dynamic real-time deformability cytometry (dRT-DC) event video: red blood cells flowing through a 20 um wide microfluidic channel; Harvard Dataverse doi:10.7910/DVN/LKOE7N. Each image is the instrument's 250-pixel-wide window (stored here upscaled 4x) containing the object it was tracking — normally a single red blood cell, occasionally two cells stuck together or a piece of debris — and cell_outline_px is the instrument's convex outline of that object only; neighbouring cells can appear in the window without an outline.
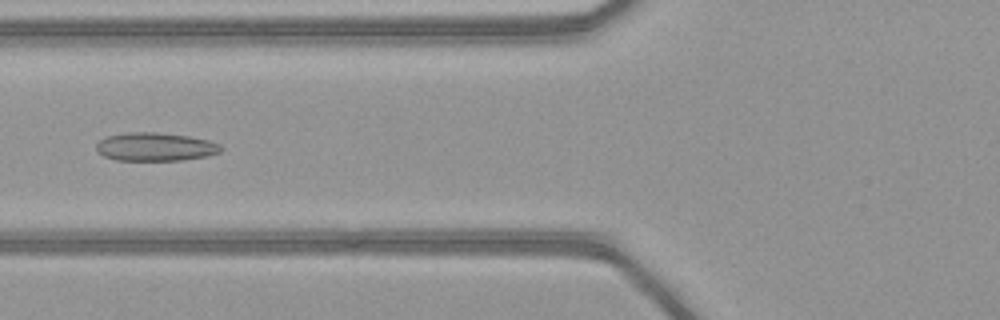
{"species": "common noctule bat (a hibernating species)", "species_latin": "Nyctalus noctula", "temperature_condition": "warm", "stored_images_in_passage": 41, "camera_frame_rate_fps": 3000, "um_per_image_px": 0.085, "animal": {"sex": "female", "body_mass_g": 21.9}, "frame": {"image": 1, "passage_image": 11, "time_ms": 3.333, "image_size_px": [1000, 320], "cell_outline_px": [[224, 148], [220, 152], [208, 156], [180, 160], [116, 160], [104, 156], [96, 148], [96, 144], [104, 136], [128, 132], [156, 132], [188, 136], [208, 140], [220, 144]], "centroid_in_image_um": [13.21, 12.47], "position_along_channel_um": 112.6, "area_um2": 20.63}}
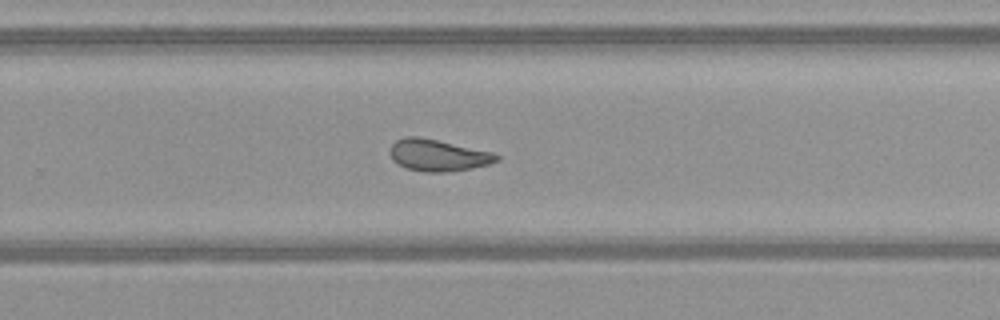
{"frame": {"image": 2, "passage_image": 24, "time_ms": 7.667, "image_size_px": [1000, 320], "cell_outline_px": [[500, 160], [488, 164], [472, 168], [444, 172], [424, 172], [404, 168], [392, 160], [388, 152], [392, 144], [396, 140], [404, 136], [420, 136], [492, 152], [500, 156]], "centroid_in_image_um": [37.18, 13.19], "position_along_channel_um": 292.6, "area_um2": 19.88}}
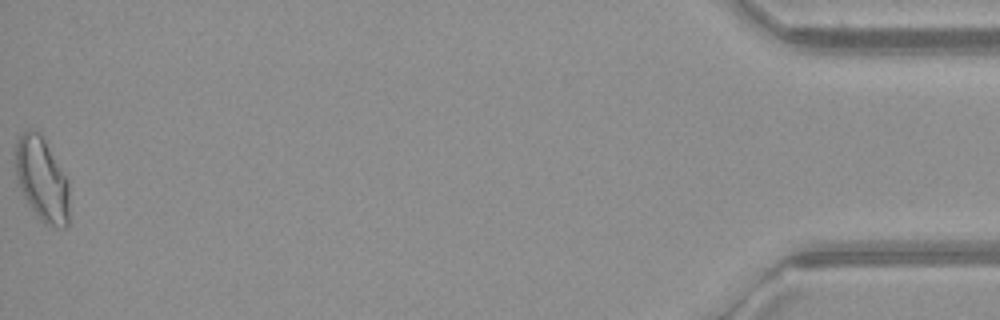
{"frame": {"image": 3, "passage_image": 41, "time_ms": 13.333, "image_size_px": [1000, 320], "cell_outline_px": [[68, 224], [64, 228], [60, 228], [44, 224], [36, 216], [28, 204], [24, 196], [16, 176], [16, 140], [24, 132], [40, 132], [68, 180]], "centroid_in_image_um": [3.57, 15.3], "position_along_channel_um": 431.6, "area_um2": 25.95}, "authors_computed_cell_mechanics": {"area_um2": 20.6346, "velocity_mm_per_s": 4.1479, "shape_relaxation_time_tau1_ms": null, "shape_relaxation_time_tau2_ms": 2.0167, "deformation_change_tau1": null, "deformation_change_tau2": 0.0811}}